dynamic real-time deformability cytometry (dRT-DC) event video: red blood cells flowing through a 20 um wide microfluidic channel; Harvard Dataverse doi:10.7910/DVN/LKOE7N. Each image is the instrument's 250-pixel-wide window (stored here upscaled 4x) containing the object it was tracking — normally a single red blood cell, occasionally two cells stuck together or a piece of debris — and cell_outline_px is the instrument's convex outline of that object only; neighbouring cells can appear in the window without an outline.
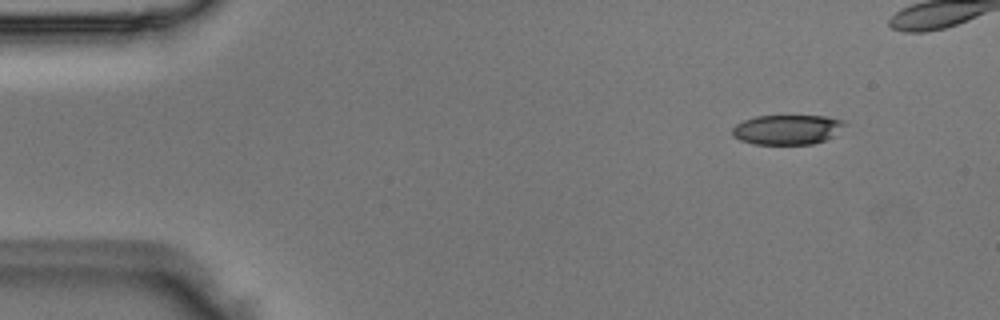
{"species": "Egyptian fruit bat (a non-hibernating species)", "species_latin": "Rousettus aegyptiacus", "temperature_condition": "room temperature", "stored_images_in_passage": 6, "camera_frame_rate_fps": 3000, "um_per_image_px": 0.085, "animal": {"sex": "male"}, "frame": {"image": 1, "passage_image": 1, "time_ms": 0.0, "image_size_px": [1000, 320], "cell_outline_px": [[848, 124], [832, 136], [824, 140], [812, 144], [752, 144], [740, 140], [732, 136], [732, 128], [736, 124], [744, 120], [756, 116], [824, 116], [844, 120]], "centroid_in_image_um": [66.9, 11.01], "position_along_channel_um": 18.1, "area_um2": 19.54}}
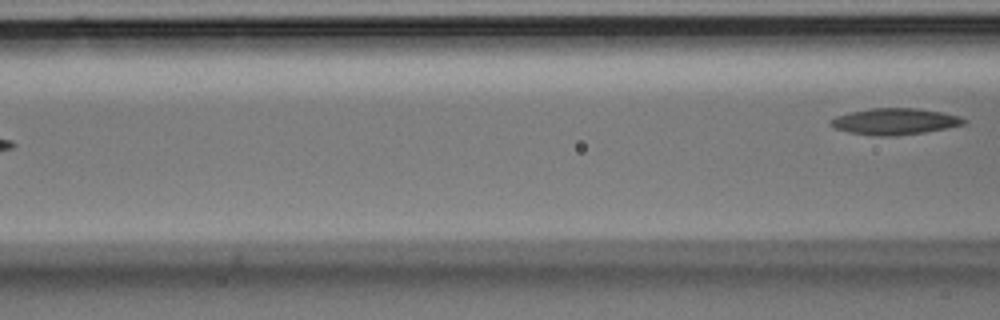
{"frame": {"image": 2, "passage_image": 6, "time_ms": 1.667, "image_size_px": [1000, 320], "cell_outline_px": [[968, 120], [964, 124], [948, 128], [924, 132], [892, 136], [880, 136], [848, 132], [836, 128], [828, 124], [836, 116], [848, 112], [868, 108], [916, 108], [940, 112], [960, 116]], "centroid_in_image_um": [76.06, 10.31], "position_along_channel_um": 90.5, "area_um2": 20.4}}